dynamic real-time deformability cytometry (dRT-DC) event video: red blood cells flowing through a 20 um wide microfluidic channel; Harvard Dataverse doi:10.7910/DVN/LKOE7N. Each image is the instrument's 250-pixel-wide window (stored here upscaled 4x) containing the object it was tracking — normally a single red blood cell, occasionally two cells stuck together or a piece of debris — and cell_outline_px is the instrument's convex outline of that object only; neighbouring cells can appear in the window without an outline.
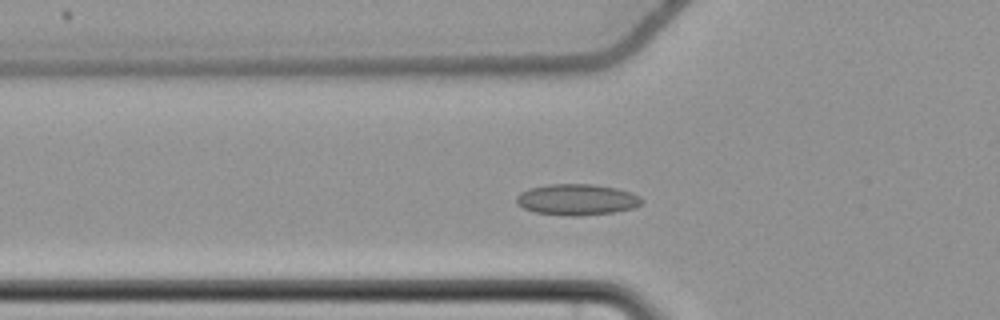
{"species": "common noctule bat (a hibernating species)", "species_latin": "Nyctalus noctula", "temperature_condition": "cold", "stored_images_in_passage": 48, "camera_frame_rate_fps": 3000, "um_per_image_px": 0.085, "animal": {"sex": "female", "body_mass_g": 22.7, "forearm_length_mm": 54.2}, "frame": {"image": 1, "passage_image": 16, "time_ms": 5.0, "image_size_px": [1000, 320], "cell_outline_px": [[644, 200], [640, 204], [632, 208], [616, 212], [576, 216], [564, 216], [536, 212], [524, 208], [516, 204], [516, 196], [520, 192], [528, 188], [548, 184], [592, 184], [616, 188], [632, 192], [640, 196]], "centroid_in_image_um": [49.02, 16.96], "position_along_channel_um": 76.8, "area_um2": 22.89}}
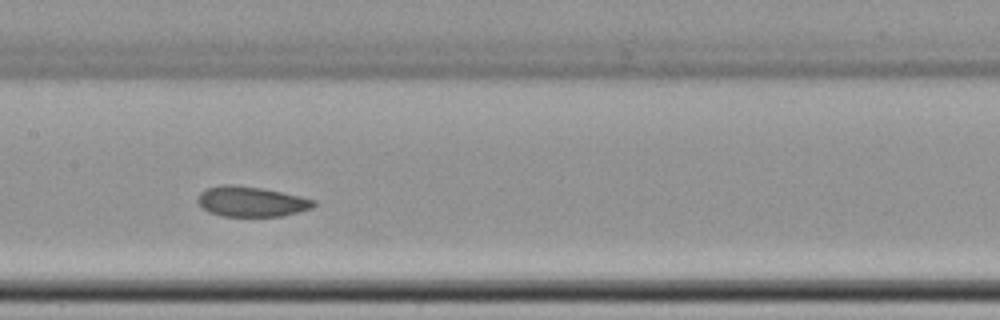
{"frame": {"image": 2, "passage_image": 25, "time_ms": 8.0, "image_size_px": [1000, 320], "cell_outline_px": [[316, 204], [312, 208], [284, 216], [224, 216], [208, 212], [196, 200], [196, 196], [204, 188], [224, 184], [232, 184], [260, 188], [300, 196], [316, 200]], "centroid_in_image_um": [21.33, 17.13], "position_along_channel_um": 186.1, "area_um2": 20.46}}
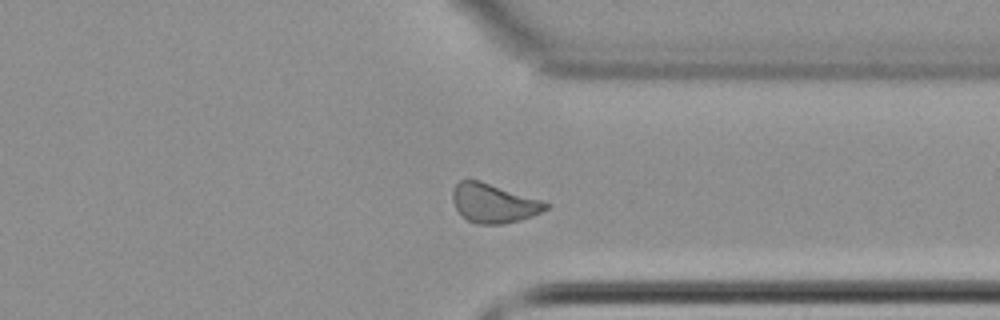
{"frame": {"image": 3, "passage_image": 40, "time_ms": 13.0, "image_size_px": [1000, 320], "cell_outline_px": [[552, 204], [548, 208], [532, 216], [520, 220], [504, 224], [476, 224], [468, 220], [456, 208], [452, 200], [452, 188], [460, 180], [480, 180]], "centroid_in_image_um": [41.95, 17.27], "position_along_channel_um": 369.5, "area_um2": 21.1}}